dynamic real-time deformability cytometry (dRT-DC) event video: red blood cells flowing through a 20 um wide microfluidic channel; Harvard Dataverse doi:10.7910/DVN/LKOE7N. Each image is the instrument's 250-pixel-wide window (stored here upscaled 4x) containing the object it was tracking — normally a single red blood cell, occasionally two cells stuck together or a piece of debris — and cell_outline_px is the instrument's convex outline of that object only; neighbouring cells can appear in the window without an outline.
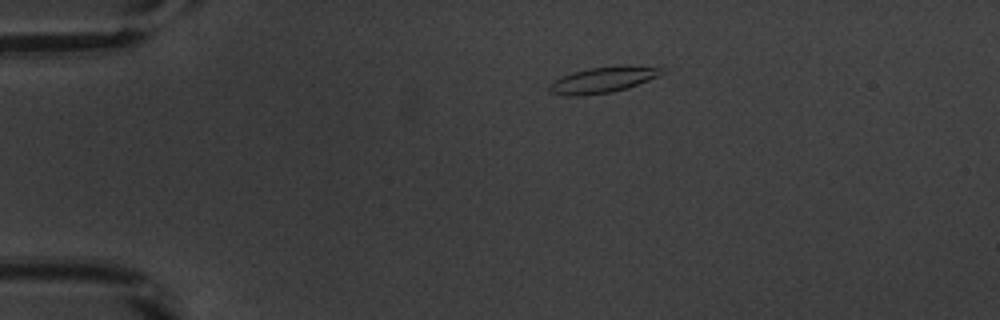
{"species": "common noctule bat (a hibernating species)", "species_latin": "Nyctalus noctula", "temperature_condition": "warm", "stored_images_in_passage": 43, "camera_frame_rate_fps": 3000, "um_per_image_px": 0.085, "animal": {"sex": "male", "body_mass_g": 20.1, "forearm_length_mm": 53.5}, "frame": {"image": 1, "passage_image": 1, "time_ms": 0.0, "image_size_px": [1000, 320], "cell_outline_px": [[664, 72], [648, 80], [628, 88], [612, 92], [580, 96], [564, 96], [548, 92], [548, 84], [560, 76], [588, 68], [616, 64], [628, 64], [660, 68]], "centroid_in_image_um": [51.18, 6.78], "position_along_channel_um": 33.8, "area_um2": 17.34}}
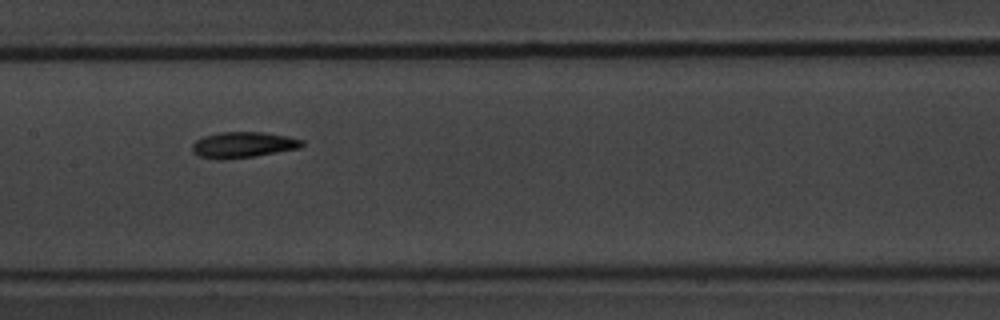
{"frame": {"image": 2, "passage_image": 17, "time_ms": 5.333, "image_size_px": [1000, 320], "cell_outline_px": [[304, 144], [300, 148], [256, 156], [224, 160], [216, 160], [200, 156], [192, 152], [192, 144], [196, 140], [204, 136], [220, 132], [264, 132], [288, 136], [304, 140]], "centroid_in_image_um": [20.66, 12.32], "position_along_channel_um": 186.7, "area_um2": 16.76}}
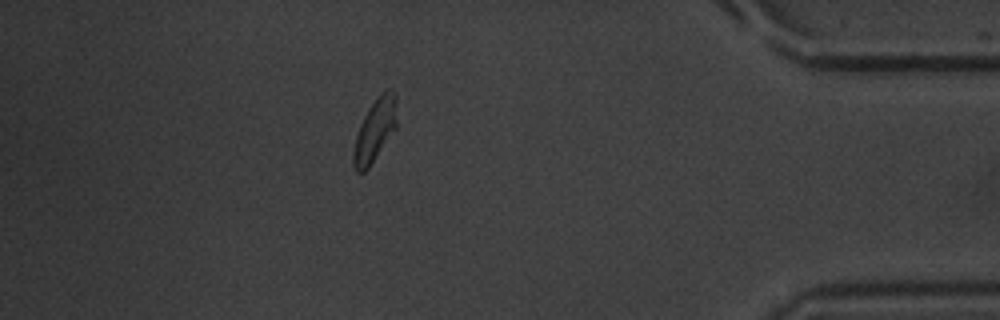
{"frame": {"image": 3, "passage_image": 37, "time_ms": 12.0, "image_size_px": [1000, 320], "cell_outline_px": [[396, 128], [368, 168], [364, 172], [356, 172], [352, 164], [352, 152], [356, 136], [360, 124], [368, 108], [388, 88], [392, 88], [396, 96]], "centroid_in_image_um": [31.85, 11.1], "position_along_channel_um": 403.4, "area_um2": 15.66}, "authors_computed_cell_mechanics": {"area_um2": 15.8372, "velocity_mm_per_s": 3.8278, "shape_relaxation_time_tau1_ms": 2.8256, "shape_relaxation_time_tau2_ms": 4.4288, "deformation_change_tau1": 0.1465, "deformation_change_tau2": 0.1252}}